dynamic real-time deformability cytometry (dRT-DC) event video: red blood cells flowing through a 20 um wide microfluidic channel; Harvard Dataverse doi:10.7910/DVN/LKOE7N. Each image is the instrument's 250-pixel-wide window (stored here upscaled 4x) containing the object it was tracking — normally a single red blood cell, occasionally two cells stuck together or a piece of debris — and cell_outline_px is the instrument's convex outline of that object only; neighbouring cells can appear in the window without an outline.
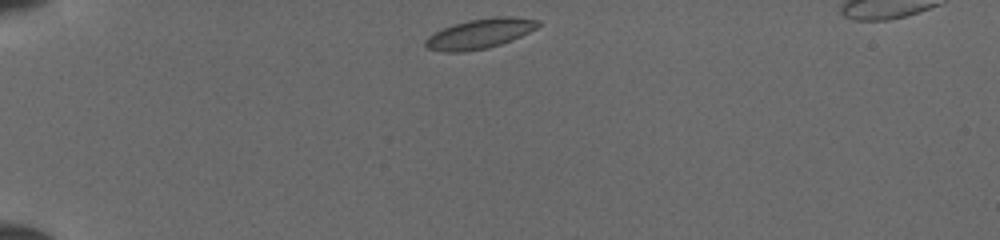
{"species": "common noctule bat (a hibernating species)", "species_latin": "Nyctalus noctula", "temperature_condition": "cold", "stored_images_in_passage": 38, "camera_frame_rate_fps": 3000, "um_per_image_px": 0.085, "animal": {"sex": "female", "body_mass_g": 19.5, "forearm_length_mm": 54.1}, "frame": {"image": 1, "passage_image": 1, "time_ms": 0.0, "image_size_px": [1000, 240], "cell_outline_px": [[540, 24], [536, 28], [512, 40], [488, 48], [460, 52], [444, 52], [428, 48], [424, 44], [424, 40], [428, 36], [452, 24], [468, 20], [496, 16], [512, 16], [540, 20]], "centroid_in_image_um": [40.78, 2.85], "position_along_channel_um": 44.2, "area_um2": 19.54}}
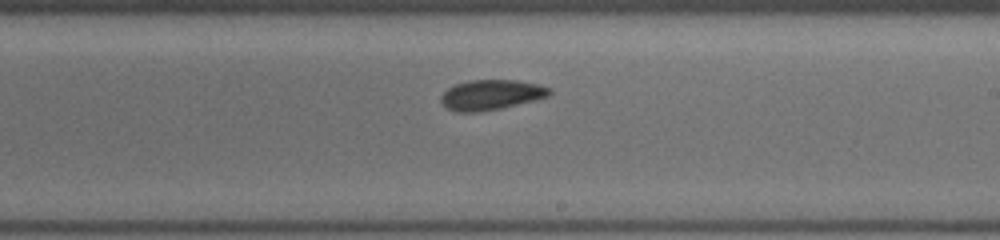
{"frame": {"image": 2, "passage_image": 19, "time_ms": 6.0, "image_size_px": [1000, 240], "cell_outline_px": [[552, 92], [548, 96], [536, 100], [500, 108], [480, 112], [456, 112], [448, 108], [440, 100], [440, 96], [448, 88], [456, 84], [468, 80], [516, 80], [540, 84], [552, 88]], "centroid_in_image_um": [41.77, 8.05], "position_along_channel_um": 247.2, "area_um2": 19.13}}
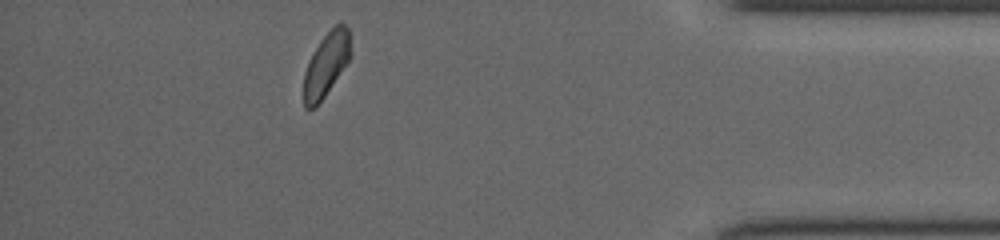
{"frame": {"image": 3, "passage_image": 33, "time_ms": 10.667, "image_size_px": [1000, 240], "cell_outline_px": [[348, 60], [324, 96], [312, 108], [304, 108], [304, 72], [308, 60], [320, 40], [340, 20], [348, 28]], "centroid_in_image_um": [27.67, 5.45], "position_along_channel_um": 407.5, "area_um2": 16.65}}